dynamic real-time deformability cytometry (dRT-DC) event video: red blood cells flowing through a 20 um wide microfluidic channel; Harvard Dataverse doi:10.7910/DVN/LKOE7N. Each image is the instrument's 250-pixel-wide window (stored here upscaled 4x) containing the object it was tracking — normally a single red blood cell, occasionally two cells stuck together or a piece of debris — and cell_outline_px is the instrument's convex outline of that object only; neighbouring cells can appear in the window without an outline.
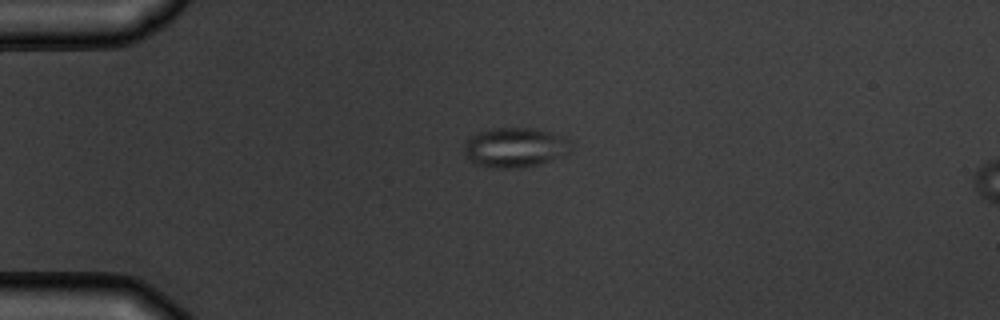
{"species": "common noctule bat (a hibernating species)", "species_latin": "Nyctalus noctula", "temperature_condition": "warm", "stored_images_in_passage": 3, "camera_frame_rate_fps": 3000, "um_per_image_px": 0.085, "animal": {"sex": "male", "body_mass_g": 19.5, "forearm_length_mm": 54.6}, "frame": {"image": 1, "passage_image": 1, "time_ms": 0.0, "image_size_px": [1000, 320], "cell_outline_px": [[572, 148], [568, 152], [560, 156], [540, 164], [516, 168], [496, 168], [472, 164], [464, 152], [464, 144], [476, 132], [496, 128], [536, 128], [572, 140]], "centroid_in_image_um": [43.76, 12.54], "position_along_channel_um": 41.2, "area_um2": 24.74}}
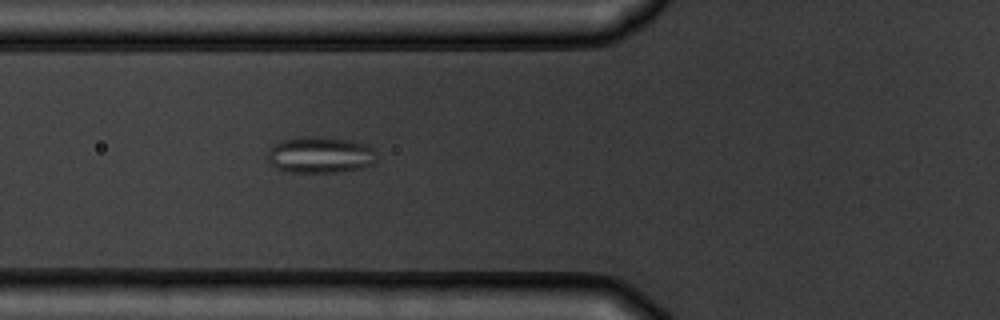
{"frame": {"image": 2, "passage_image": 3, "time_ms": 2.333, "image_size_px": [1000, 320], "cell_outline_px": [[376, 160], [372, 164], [364, 168], [336, 172], [288, 172], [276, 168], [268, 160], [268, 152], [276, 144], [284, 140], [304, 136], [320, 136], [352, 140], [368, 144], [376, 152]], "centroid_in_image_um": [27.28, 13.16], "position_along_channel_um": 98.5, "area_um2": 23.24}}